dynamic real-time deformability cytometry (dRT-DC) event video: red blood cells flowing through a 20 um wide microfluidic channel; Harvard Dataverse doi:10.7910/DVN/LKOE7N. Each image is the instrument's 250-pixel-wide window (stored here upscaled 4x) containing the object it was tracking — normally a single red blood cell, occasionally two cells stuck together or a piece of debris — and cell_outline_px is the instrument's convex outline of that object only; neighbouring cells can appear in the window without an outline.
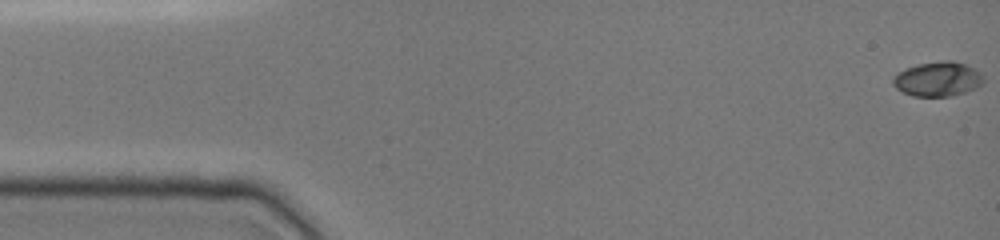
{"species": "common noctule bat (a hibernating species)", "species_latin": "Nyctalus noctula", "temperature_condition": "cold", "stored_images_in_passage": 45, "camera_frame_rate_fps": 3000, "um_per_image_px": 0.085, "animal": {"sex": "female", "body_mass_g": 19.0, "forearm_length_mm": 51.5}, "frame": {"image": 1, "passage_image": 1, "time_ms": 0.0, "image_size_px": [1000, 240], "cell_outline_px": [[984, 80], [976, 88], [952, 96], [912, 96], [896, 88], [892, 84], [892, 76], [908, 68], [920, 64], [944, 60], [952, 60], [976, 68], [984, 76]], "centroid_in_image_um": [79.73, 6.72], "position_along_channel_um": 5.3, "area_um2": 18.15}}
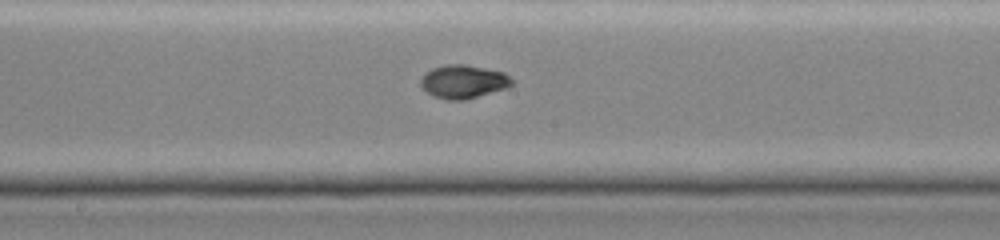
{"frame": {"image": 2, "passage_image": 26, "time_ms": 8.333, "image_size_px": [1000, 240], "cell_outline_px": [[516, 84], [504, 88], [464, 100], [444, 100], [432, 96], [420, 84], [420, 76], [424, 72], [432, 68], [444, 64], [464, 64], [504, 72]], "centroid_in_image_um": [39.34, 6.93], "position_along_channel_um": 208.9, "area_um2": 17.8}}
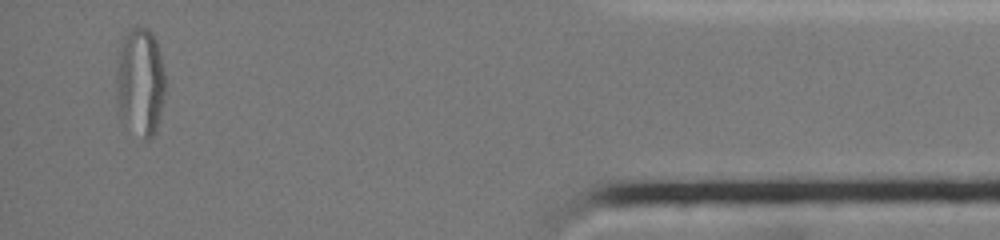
{"frame": {"image": 3, "passage_image": 45, "time_ms": 14.667, "image_size_px": [1000, 240], "cell_outline_px": [[164, 96], [156, 132], [148, 140], [144, 140], [120, 116], [116, 104], [116, 60], [120, 44], [128, 28], [136, 24], [140, 24], [148, 28], [152, 32], [156, 40], [160, 52], [164, 72]], "centroid_in_image_um": [11.89, 6.88], "position_along_channel_um": 423.3, "area_um2": 31.56}, "authors_computed_cell_mechanics": {"area_um2": 17.2244, "velocity_mm_per_s": 3.9864, "shape_relaxation_time_tau1_ms": 6.657, "shape_relaxation_time_tau2_ms": 1.2381, "deformation_change_tau1": 0.2607, "deformation_change_tau2": 0.0363}}